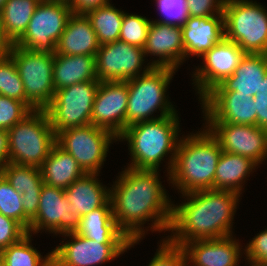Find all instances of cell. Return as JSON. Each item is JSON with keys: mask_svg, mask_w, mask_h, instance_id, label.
<instances>
[{"mask_svg": "<svg viewBox=\"0 0 267 266\" xmlns=\"http://www.w3.org/2000/svg\"><path fill=\"white\" fill-rule=\"evenodd\" d=\"M158 172L127 167L110 187L113 217L130 241L141 240L145 234L142 225L151 219L153 231L170 229L173 204L163 189Z\"/></svg>", "mask_w": 267, "mask_h": 266, "instance_id": "1", "label": "cell"}, {"mask_svg": "<svg viewBox=\"0 0 267 266\" xmlns=\"http://www.w3.org/2000/svg\"><path fill=\"white\" fill-rule=\"evenodd\" d=\"M187 202L172 206V222L167 239L178 246L194 240L232 235V221L240 195L223 190H200L183 194Z\"/></svg>", "mask_w": 267, "mask_h": 266, "instance_id": "2", "label": "cell"}, {"mask_svg": "<svg viewBox=\"0 0 267 266\" xmlns=\"http://www.w3.org/2000/svg\"><path fill=\"white\" fill-rule=\"evenodd\" d=\"M205 128L188 137H180L168 178L182 195L200 190H214V176L222 149L216 137Z\"/></svg>", "mask_w": 267, "mask_h": 266, "instance_id": "3", "label": "cell"}, {"mask_svg": "<svg viewBox=\"0 0 267 266\" xmlns=\"http://www.w3.org/2000/svg\"><path fill=\"white\" fill-rule=\"evenodd\" d=\"M179 117L177 112L159 119L142 121L125 128L118 140L129 144L132 162L128 168L136 170H158L161 161L168 153V176L172 170L180 139Z\"/></svg>", "mask_w": 267, "mask_h": 266, "instance_id": "4", "label": "cell"}, {"mask_svg": "<svg viewBox=\"0 0 267 266\" xmlns=\"http://www.w3.org/2000/svg\"><path fill=\"white\" fill-rule=\"evenodd\" d=\"M175 72L174 68L153 66L148 72H141L138 77L127 80L126 128L138 122L159 119L176 112L174 105L166 97L168 84ZM157 109L161 112L160 116L151 117Z\"/></svg>", "mask_w": 267, "mask_h": 266, "instance_id": "5", "label": "cell"}, {"mask_svg": "<svg viewBox=\"0 0 267 266\" xmlns=\"http://www.w3.org/2000/svg\"><path fill=\"white\" fill-rule=\"evenodd\" d=\"M9 162L40 168L56 144V134L45 110H33L7 130Z\"/></svg>", "mask_w": 267, "mask_h": 266, "instance_id": "6", "label": "cell"}, {"mask_svg": "<svg viewBox=\"0 0 267 266\" xmlns=\"http://www.w3.org/2000/svg\"><path fill=\"white\" fill-rule=\"evenodd\" d=\"M267 10L250 0H225V38L246 54H267Z\"/></svg>", "mask_w": 267, "mask_h": 266, "instance_id": "7", "label": "cell"}, {"mask_svg": "<svg viewBox=\"0 0 267 266\" xmlns=\"http://www.w3.org/2000/svg\"><path fill=\"white\" fill-rule=\"evenodd\" d=\"M4 51L14 60L26 99L37 110H44L55 96L54 53L28 50L14 44Z\"/></svg>", "mask_w": 267, "mask_h": 266, "instance_id": "8", "label": "cell"}, {"mask_svg": "<svg viewBox=\"0 0 267 266\" xmlns=\"http://www.w3.org/2000/svg\"><path fill=\"white\" fill-rule=\"evenodd\" d=\"M99 85V80H89L55 91L54 98L44 109L55 134L67 128L91 124Z\"/></svg>", "mask_w": 267, "mask_h": 266, "instance_id": "9", "label": "cell"}, {"mask_svg": "<svg viewBox=\"0 0 267 266\" xmlns=\"http://www.w3.org/2000/svg\"><path fill=\"white\" fill-rule=\"evenodd\" d=\"M110 131L93 124L71 127L56 134V144L69 153L85 173L98 174L110 143L117 141Z\"/></svg>", "mask_w": 267, "mask_h": 266, "instance_id": "10", "label": "cell"}, {"mask_svg": "<svg viewBox=\"0 0 267 266\" xmlns=\"http://www.w3.org/2000/svg\"><path fill=\"white\" fill-rule=\"evenodd\" d=\"M72 14L68 2L41 0L25 33L14 45L33 51L56 52V45Z\"/></svg>", "mask_w": 267, "mask_h": 266, "instance_id": "11", "label": "cell"}, {"mask_svg": "<svg viewBox=\"0 0 267 266\" xmlns=\"http://www.w3.org/2000/svg\"><path fill=\"white\" fill-rule=\"evenodd\" d=\"M144 57L143 48L119 40L100 45L95 56L97 78L100 82L136 78L141 71L148 72L153 67L149 62L142 70Z\"/></svg>", "mask_w": 267, "mask_h": 266, "instance_id": "12", "label": "cell"}, {"mask_svg": "<svg viewBox=\"0 0 267 266\" xmlns=\"http://www.w3.org/2000/svg\"><path fill=\"white\" fill-rule=\"evenodd\" d=\"M71 241H62L52 252V266H95L114 260L140 240L130 244H100L75 232L62 234Z\"/></svg>", "mask_w": 267, "mask_h": 266, "instance_id": "13", "label": "cell"}, {"mask_svg": "<svg viewBox=\"0 0 267 266\" xmlns=\"http://www.w3.org/2000/svg\"><path fill=\"white\" fill-rule=\"evenodd\" d=\"M81 223L80 214H72L71 204L63 189L43 184L36 215L31 219L27 233L46 229L50 233L76 232Z\"/></svg>", "mask_w": 267, "mask_h": 266, "instance_id": "14", "label": "cell"}, {"mask_svg": "<svg viewBox=\"0 0 267 266\" xmlns=\"http://www.w3.org/2000/svg\"><path fill=\"white\" fill-rule=\"evenodd\" d=\"M222 151L245 156L259 165L267 158V130L254 125L207 122ZM209 124V125H208Z\"/></svg>", "mask_w": 267, "mask_h": 266, "instance_id": "15", "label": "cell"}, {"mask_svg": "<svg viewBox=\"0 0 267 266\" xmlns=\"http://www.w3.org/2000/svg\"><path fill=\"white\" fill-rule=\"evenodd\" d=\"M246 53L225 37L201 57L204 66L197 68L193 81L202 99L215 86L230 77Z\"/></svg>", "mask_w": 267, "mask_h": 266, "instance_id": "16", "label": "cell"}, {"mask_svg": "<svg viewBox=\"0 0 267 266\" xmlns=\"http://www.w3.org/2000/svg\"><path fill=\"white\" fill-rule=\"evenodd\" d=\"M127 81H102L92 107L91 124L112 132L117 138L126 128Z\"/></svg>", "mask_w": 267, "mask_h": 266, "instance_id": "17", "label": "cell"}, {"mask_svg": "<svg viewBox=\"0 0 267 266\" xmlns=\"http://www.w3.org/2000/svg\"><path fill=\"white\" fill-rule=\"evenodd\" d=\"M201 102L206 122L257 126L253 97L236 91H209Z\"/></svg>", "mask_w": 267, "mask_h": 266, "instance_id": "18", "label": "cell"}, {"mask_svg": "<svg viewBox=\"0 0 267 266\" xmlns=\"http://www.w3.org/2000/svg\"><path fill=\"white\" fill-rule=\"evenodd\" d=\"M143 50L147 56L159 57L153 66L177 69L185 59L182 28L151 21Z\"/></svg>", "mask_w": 267, "mask_h": 266, "instance_id": "19", "label": "cell"}, {"mask_svg": "<svg viewBox=\"0 0 267 266\" xmlns=\"http://www.w3.org/2000/svg\"><path fill=\"white\" fill-rule=\"evenodd\" d=\"M183 249L187 256V261L193 263L192 266H237L241 256V247L232 238V235L206 239L194 240L185 243Z\"/></svg>", "mask_w": 267, "mask_h": 266, "instance_id": "20", "label": "cell"}, {"mask_svg": "<svg viewBox=\"0 0 267 266\" xmlns=\"http://www.w3.org/2000/svg\"><path fill=\"white\" fill-rule=\"evenodd\" d=\"M182 28L185 58L201 57L225 37L224 14L206 17L189 16Z\"/></svg>", "mask_w": 267, "mask_h": 266, "instance_id": "21", "label": "cell"}, {"mask_svg": "<svg viewBox=\"0 0 267 266\" xmlns=\"http://www.w3.org/2000/svg\"><path fill=\"white\" fill-rule=\"evenodd\" d=\"M267 74V54H245L234 73L210 91H236L254 97Z\"/></svg>", "mask_w": 267, "mask_h": 266, "instance_id": "22", "label": "cell"}, {"mask_svg": "<svg viewBox=\"0 0 267 266\" xmlns=\"http://www.w3.org/2000/svg\"><path fill=\"white\" fill-rule=\"evenodd\" d=\"M99 47L97 35L88 17L85 14L72 13L54 54L96 56Z\"/></svg>", "mask_w": 267, "mask_h": 266, "instance_id": "23", "label": "cell"}, {"mask_svg": "<svg viewBox=\"0 0 267 266\" xmlns=\"http://www.w3.org/2000/svg\"><path fill=\"white\" fill-rule=\"evenodd\" d=\"M75 233L90 240L100 241V244L131 242L116 224L110 199L102 207L82 216L80 226Z\"/></svg>", "mask_w": 267, "mask_h": 266, "instance_id": "24", "label": "cell"}, {"mask_svg": "<svg viewBox=\"0 0 267 266\" xmlns=\"http://www.w3.org/2000/svg\"><path fill=\"white\" fill-rule=\"evenodd\" d=\"M98 175L85 173L64 190L71 204L72 214H80L82 217L102 207L110 199V188L101 185Z\"/></svg>", "mask_w": 267, "mask_h": 266, "instance_id": "25", "label": "cell"}, {"mask_svg": "<svg viewBox=\"0 0 267 266\" xmlns=\"http://www.w3.org/2000/svg\"><path fill=\"white\" fill-rule=\"evenodd\" d=\"M89 80H98L95 56L54 54L55 91Z\"/></svg>", "mask_w": 267, "mask_h": 266, "instance_id": "26", "label": "cell"}, {"mask_svg": "<svg viewBox=\"0 0 267 266\" xmlns=\"http://www.w3.org/2000/svg\"><path fill=\"white\" fill-rule=\"evenodd\" d=\"M40 171L45 184L63 190L85 174L78 162L57 144L50 150Z\"/></svg>", "mask_w": 267, "mask_h": 266, "instance_id": "27", "label": "cell"}, {"mask_svg": "<svg viewBox=\"0 0 267 266\" xmlns=\"http://www.w3.org/2000/svg\"><path fill=\"white\" fill-rule=\"evenodd\" d=\"M258 166L250 158L222 151L214 176V190L241 194L243 182Z\"/></svg>", "mask_w": 267, "mask_h": 266, "instance_id": "28", "label": "cell"}, {"mask_svg": "<svg viewBox=\"0 0 267 266\" xmlns=\"http://www.w3.org/2000/svg\"><path fill=\"white\" fill-rule=\"evenodd\" d=\"M41 0H7L0 9L2 50L14 44L26 31L34 10Z\"/></svg>", "mask_w": 267, "mask_h": 266, "instance_id": "29", "label": "cell"}, {"mask_svg": "<svg viewBox=\"0 0 267 266\" xmlns=\"http://www.w3.org/2000/svg\"><path fill=\"white\" fill-rule=\"evenodd\" d=\"M100 45L119 40L124 12L108 3L85 14Z\"/></svg>", "mask_w": 267, "mask_h": 266, "instance_id": "30", "label": "cell"}, {"mask_svg": "<svg viewBox=\"0 0 267 266\" xmlns=\"http://www.w3.org/2000/svg\"><path fill=\"white\" fill-rule=\"evenodd\" d=\"M32 234L27 233L18 242L2 250L4 266H52V252L46 257L31 246Z\"/></svg>", "mask_w": 267, "mask_h": 266, "instance_id": "31", "label": "cell"}, {"mask_svg": "<svg viewBox=\"0 0 267 266\" xmlns=\"http://www.w3.org/2000/svg\"><path fill=\"white\" fill-rule=\"evenodd\" d=\"M0 173L18 193H41L44 182L40 168L9 162Z\"/></svg>", "mask_w": 267, "mask_h": 266, "instance_id": "32", "label": "cell"}, {"mask_svg": "<svg viewBox=\"0 0 267 266\" xmlns=\"http://www.w3.org/2000/svg\"><path fill=\"white\" fill-rule=\"evenodd\" d=\"M0 95L19 100L32 111L37 110L26 99L23 82L14 60L4 50H0Z\"/></svg>", "mask_w": 267, "mask_h": 266, "instance_id": "33", "label": "cell"}, {"mask_svg": "<svg viewBox=\"0 0 267 266\" xmlns=\"http://www.w3.org/2000/svg\"><path fill=\"white\" fill-rule=\"evenodd\" d=\"M150 23L146 17L124 12L119 41L144 48Z\"/></svg>", "mask_w": 267, "mask_h": 266, "instance_id": "34", "label": "cell"}, {"mask_svg": "<svg viewBox=\"0 0 267 266\" xmlns=\"http://www.w3.org/2000/svg\"><path fill=\"white\" fill-rule=\"evenodd\" d=\"M0 213L14 219L24 228L22 195L13 189L0 173Z\"/></svg>", "mask_w": 267, "mask_h": 266, "instance_id": "35", "label": "cell"}, {"mask_svg": "<svg viewBox=\"0 0 267 266\" xmlns=\"http://www.w3.org/2000/svg\"><path fill=\"white\" fill-rule=\"evenodd\" d=\"M31 112L25 103L0 95V129H10Z\"/></svg>", "mask_w": 267, "mask_h": 266, "instance_id": "36", "label": "cell"}, {"mask_svg": "<svg viewBox=\"0 0 267 266\" xmlns=\"http://www.w3.org/2000/svg\"><path fill=\"white\" fill-rule=\"evenodd\" d=\"M162 244L148 266H190L182 246L163 239Z\"/></svg>", "mask_w": 267, "mask_h": 266, "instance_id": "37", "label": "cell"}, {"mask_svg": "<svg viewBox=\"0 0 267 266\" xmlns=\"http://www.w3.org/2000/svg\"><path fill=\"white\" fill-rule=\"evenodd\" d=\"M156 4L164 19L154 22L182 27L188 20L187 0H156Z\"/></svg>", "mask_w": 267, "mask_h": 266, "instance_id": "38", "label": "cell"}, {"mask_svg": "<svg viewBox=\"0 0 267 266\" xmlns=\"http://www.w3.org/2000/svg\"><path fill=\"white\" fill-rule=\"evenodd\" d=\"M27 234V231L14 219L0 213V249L8 248Z\"/></svg>", "mask_w": 267, "mask_h": 266, "instance_id": "39", "label": "cell"}, {"mask_svg": "<svg viewBox=\"0 0 267 266\" xmlns=\"http://www.w3.org/2000/svg\"><path fill=\"white\" fill-rule=\"evenodd\" d=\"M245 247L248 262L267 266V229L257 234Z\"/></svg>", "mask_w": 267, "mask_h": 266, "instance_id": "40", "label": "cell"}, {"mask_svg": "<svg viewBox=\"0 0 267 266\" xmlns=\"http://www.w3.org/2000/svg\"><path fill=\"white\" fill-rule=\"evenodd\" d=\"M225 0H187L188 15L193 17L223 14Z\"/></svg>", "mask_w": 267, "mask_h": 266, "instance_id": "41", "label": "cell"}, {"mask_svg": "<svg viewBox=\"0 0 267 266\" xmlns=\"http://www.w3.org/2000/svg\"><path fill=\"white\" fill-rule=\"evenodd\" d=\"M257 111V126L267 130V74L263 78L260 93L253 97Z\"/></svg>", "mask_w": 267, "mask_h": 266, "instance_id": "42", "label": "cell"}, {"mask_svg": "<svg viewBox=\"0 0 267 266\" xmlns=\"http://www.w3.org/2000/svg\"><path fill=\"white\" fill-rule=\"evenodd\" d=\"M21 195L24 210V229L28 232L30 221L36 215L39 207L40 193H28Z\"/></svg>", "mask_w": 267, "mask_h": 266, "instance_id": "43", "label": "cell"}, {"mask_svg": "<svg viewBox=\"0 0 267 266\" xmlns=\"http://www.w3.org/2000/svg\"><path fill=\"white\" fill-rule=\"evenodd\" d=\"M109 1L110 0H70L68 4L72 13L86 14L91 10L108 4Z\"/></svg>", "mask_w": 267, "mask_h": 266, "instance_id": "44", "label": "cell"}, {"mask_svg": "<svg viewBox=\"0 0 267 266\" xmlns=\"http://www.w3.org/2000/svg\"><path fill=\"white\" fill-rule=\"evenodd\" d=\"M9 163V140L7 130L0 129V172Z\"/></svg>", "mask_w": 267, "mask_h": 266, "instance_id": "45", "label": "cell"}, {"mask_svg": "<svg viewBox=\"0 0 267 266\" xmlns=\"http://www.w3.org/2000/svg\"><path fill=\"white\" fill-rule=\"evenodd\" d=\"M0 266H4V255L1 249H0Z\"/></svg>", "mask_w": 267, "mask_h": 266, "instance_id": "46", "label": "cell"}, {"mask_svg": "<svg viewBox=\"0 0 267 266\" xmlns=\"http://www.w3.org/2000/svg\"><path fill=\"white\" fill-rule=\"evenodd\" d=\"M0 50H2V28H1V15H0Z\"/></svg>", "mask_w": 267, "mask_h": 266, "instance_id": "47", "label": "cell"}, {"mask_svg": "<svg viewBox=\"0 0 267 266\" xmlns=\"http://www.w3.org/2000/svg\"><path fill=\"white\" fill-rule=\"evenodd\" d=\"M7 0H0V9L5 5Z\"/></svg>", "mask_w": 267, "mask_h": 266, "instance_id": "48", "label": "cell"}, {"mask_svg": "<svg viewBox=\"0 0 267 266\" xmlns=\"http://www.w3.org/2000/svg\"><path fill=\"white\" fill-rule=\"evenodd\" d=\"M53 1H64V2H69L70 0H53Z\"/></svg>", "mask_w": 267, "mask_h": 266, "instance_id": "49", "label": "cell"}, {"mask_svg": "<svg viewBox=\"0 0 267 266\" xmlns=\"http://www.w3.org/2000/svg\"><path fill=\"white\" fill-rule=\"evenodd\" d=\"M250 266H260V265H256V264H252V263H251Z\"/></svg>", "mask_w": 267, "mask_h": 266, "instance_id": "50", "label": "cell"}]
</instances>
